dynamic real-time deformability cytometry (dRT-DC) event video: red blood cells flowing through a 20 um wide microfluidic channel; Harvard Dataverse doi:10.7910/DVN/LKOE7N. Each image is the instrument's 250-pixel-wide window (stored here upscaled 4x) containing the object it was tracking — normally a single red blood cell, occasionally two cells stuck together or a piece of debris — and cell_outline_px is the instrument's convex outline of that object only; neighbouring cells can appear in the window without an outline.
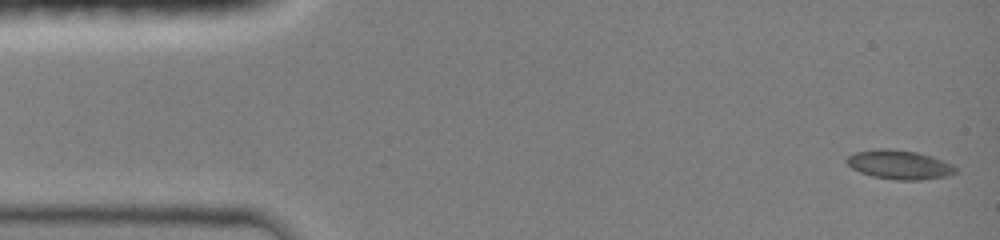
{"species": "common noctule bat (a hibernating species)", "species_latin": "Nyctalus noctula", "temperature_condition": "room temperature", "stored_images_in_passage": 10, "camera_frame_rate_fps": 3000, "um_per_image_px": 0.085, "animal": {"sex": "female", "body_mass_g": 19.0, "forearm_length_mm": 51.5}, "frame": {"image": 1, "passage_image": 1, "time_ms": 0.0, "image_size_px": [1000, 240], "cell_outline_px": [[956, 172], [944, 176], [916, 180], [900, 180], [872, 176], [860, 172], [852, 168], [844, 160], [848, 156], [856, 152], [880, 148], [916, 152], [940, 160], [956, 168]], "centroid_in_image_um": [76.36, 14.0], "position_along_channel_um": 8.6, "area_um2": 17.8}}
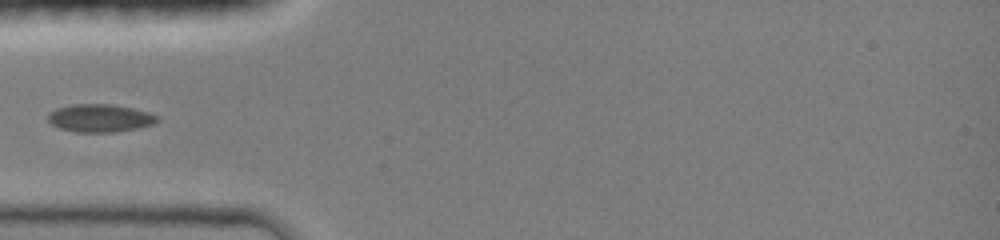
{"frame": {"image": 2, "passage_image": 7, "time_ms": 4.333, "image_size_px": [1000, 240], "cell_outline_px": [[160, 120], [152, 124], [136, 128], [116, 132], [76, 132], [60, 128], [52, 124], [48, 120], [48, 116], [56, 108], [72, 104], [112, 104], [132, 108], [148, 112], [160, 116]], "centroid_in_image_um": [8.52, 10.03], "position_along_channel_um": 76.5, "area_um2": 17.69}}
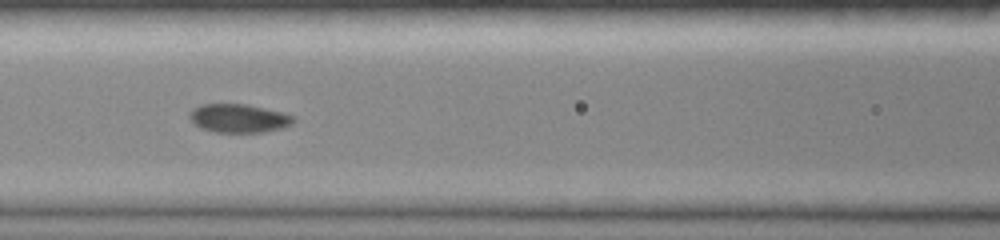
{"frame": {"image": 3, "passage_image": 9, "time_ms": 6.0, "image_size_px": [1000, 240], "cell_outline_px": [[296, 120], [292, 124], [280, 128], [260, 132], [216, 132], [200, 128], [188, 116], [192, 108], [200, 104], [244, 104], [284, 112], [296, 116]], "centroid_in_image_um": [20.31, 10.04], "position_along_channel_um": 146.3, "area_um2": 17.28}}